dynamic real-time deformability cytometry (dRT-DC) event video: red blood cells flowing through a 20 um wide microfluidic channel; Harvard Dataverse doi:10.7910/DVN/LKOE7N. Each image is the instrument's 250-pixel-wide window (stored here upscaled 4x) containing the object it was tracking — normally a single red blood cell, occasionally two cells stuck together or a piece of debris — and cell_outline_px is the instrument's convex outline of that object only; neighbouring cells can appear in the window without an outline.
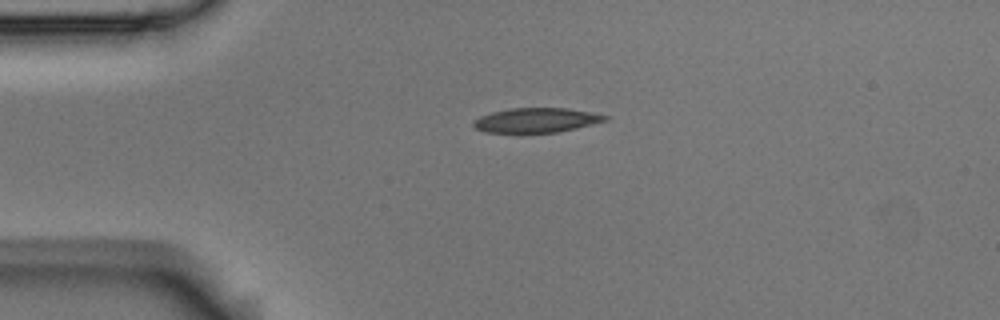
{"species": "Egyptian fruit bat (a non-hibernating species)", "species_latin": "Rousettus aegyptiacus", "temperature_condition": "room temperature", "stored_images_in_passage": 43, "camera_frame_rate_fps": 3000, "um_per_image_px": 0.085, "animal": {"sex": "male"}, "frame": {"image": 1, "passage_image": 1, "time_ms": 0.0, "image_size_px": [1000, 320], "cell_outline_px": [[608, 120], [576, 128], [556, 132], [484, 132], [476, 128], [472, 124], [472, 120], [480, 116], [492, 112], [508, 108], [568, 108], [608, 116]], "centroid_in_image_um": [45.54, 10.21], "position_along_channel_um": 39.5, "area_um2": 18.67}}
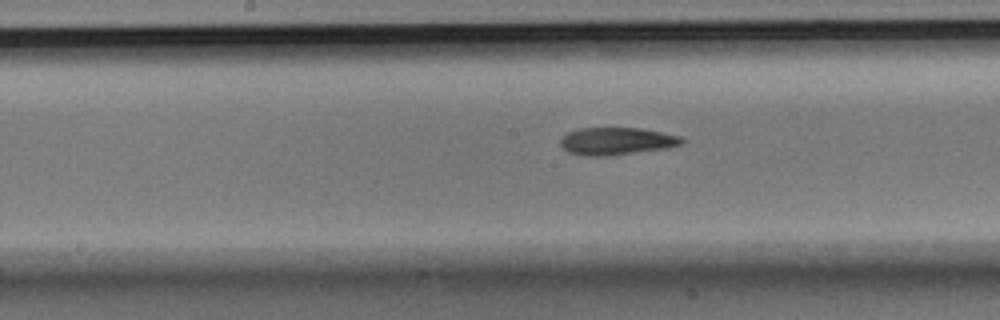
{"frame": {"image": 2, "passage_image": 16, "time_ms": 5.0, "image_size_px": [1000, 320], "cell_outline_px": [[688, 140], [684, 144], [664, 148], [608, 156], [588, 156], [568, 152], [560, 144], [560, 140], [568, 132], [580, 128], [640, 128], [680, 136]], "centroid_in_image_um": [52.43, 11.99], "position_along_channel_um": 195.8, "area_um2": 19.31}}
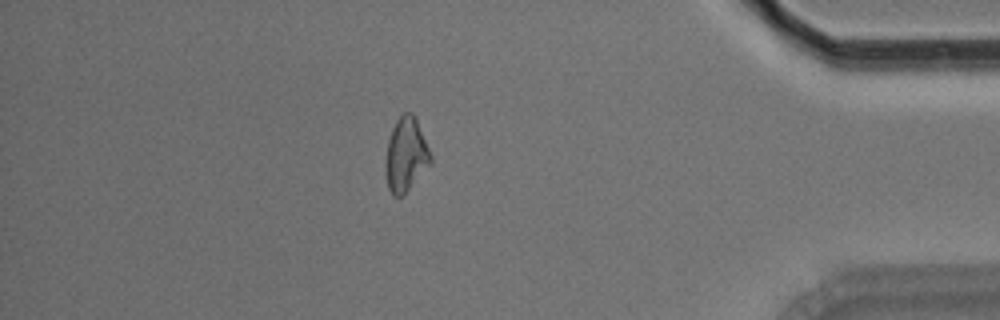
{"frame": {"image": 3, "passage_image": 36, "time_ms": 11.667, "image_size_px": [1000, 320], "cell_outline_px": [[432, 164], [404, 196], [392, 196], [388, 188], [384, 172], [384, 160], [388, 140], [392, 128], [396, 120], [404, 112], [412, 112], [416, 116], [432, 156]], "centroid_in_image_um": [34.5, 13.18], "position_along_channel_um": 400.7, "area_um2": 20.17}, "authors_computed_cell_mechanics": {"area_um2": 19.4208, "velocity_mm_per_s": 3.6524, "shape_relaxation_time_tau1_ms": 6.6245, "shape_relaxation_time_tau2_ms": 6.8404, "deformation_change_tau1": 0.1701, "deformation_change_tau2": 0.1478}}